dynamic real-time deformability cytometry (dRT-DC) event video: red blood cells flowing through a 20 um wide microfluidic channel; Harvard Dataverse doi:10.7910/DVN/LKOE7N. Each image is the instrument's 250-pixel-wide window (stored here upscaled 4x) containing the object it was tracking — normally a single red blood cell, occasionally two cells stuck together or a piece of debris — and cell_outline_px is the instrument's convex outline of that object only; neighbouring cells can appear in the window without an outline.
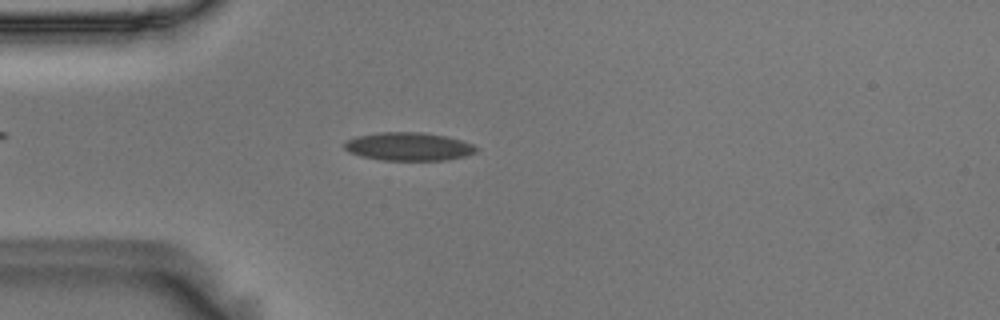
{"species": "Egyptian fruit bat (a non-hibernating species)", "species_latin": "Rousettus aegyptiacus", "temperature_condition": "room temperature", "stored_images_in_passage": 54, "camera_frame_rate_fps": 3000, "um_per_image_px": 0.085, "animal": {"sex": "male"}, "frame": {"image": 1, "passage_image": 13, "time_ms": 4.0, "image_size_px": [1000, 320], "cell_outline_px": [[476, 152], [464, 156], [448, 160], [384, 160], [360, 156], [348, 152], [344, 148], [344, 144], [348, 140], [356, 136], [380, 132], [424, 132], [444, 136], [460, 140], [472, 144], [476, 148]], "centroid_in_image_um": [34.7, 12.45], "position_along_channel_um": 50.3, "area_um2": 21.56}}
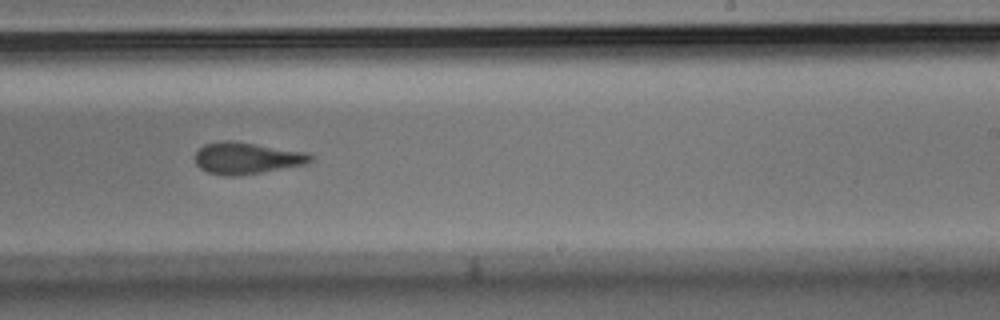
{"frame": {"image": 2, "passage_image": 32, "time_ms": 10.333, "image_size_px": [1000, 320], "cell_outline_px": [[312, 160], [304, 164], [260, 172], [236, 176], [224, 176], [208, 172], [200, 168], [196, 164], [196, 152], [204, 144], [220, 140], [232, 140], [308, 152], [312, 156]], "centroid_in_image_um": [20.94, 13.42], "position_along_channel_um": 268.1, "area_um2": 21.21}}
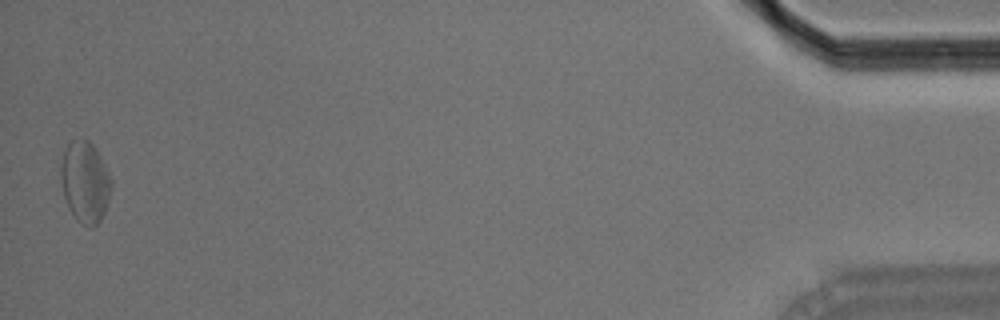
{"frame": {"image": 3, "passage_image": 53, "time_ms": 17.333, "image_size_px": [1000, 320], "cell_outline_px": [[112, 188], [104, 212], [100, 220], [92, 228], [76, 220], [68, 208], [64, 196], [60, 176], [60, 168], [64, 152], [68, 144], [72, 140], [80, 136], [88, 140], [96, 148], [112, 180]], "centroid_in_image_um": [7.22, 15.44], "position_along_channel_um": 428.0, "area_um2": 23.99}, "authors_computed_cell_mechanics": {"area_um2": 21.386, "velocity_mm_per_s": 3.5873, "shape_relaxation_time_tau1_ms": null, "shape_relaxation_time_tau2_ms": 3.5576, "deformation_change_tau1": null, "deformation_change_tau2": 0.1046}}